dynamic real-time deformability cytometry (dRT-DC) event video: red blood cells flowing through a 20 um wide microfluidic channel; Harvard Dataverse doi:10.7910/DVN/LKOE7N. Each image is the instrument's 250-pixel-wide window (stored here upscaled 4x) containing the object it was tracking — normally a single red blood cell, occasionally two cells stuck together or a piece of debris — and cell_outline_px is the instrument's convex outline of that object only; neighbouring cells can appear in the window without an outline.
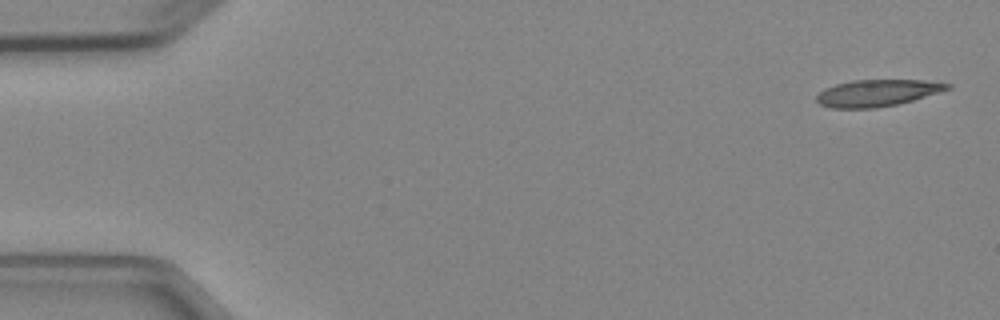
{"species": "Egyptian fruit bat (a non-hibernating species)", "species_latin": "Rousettus aegyptiacus", "temperature_condition": "cold", "stored_images_in_passage": 4, "camera_frame_rate_fps": 3000, "um_per_image_px": 0.085, "animal": {"sex": "female"}, "frame": {"image": 1, "passage_image": 1, "time_ms": 0.0, "image_size_px": [1000, 320], "cell_outline_px": [[952, 88], [912, 100], [896, 104], [876, 108], [832, 108], [820, 104], [816, 100], [816, 96], [824, 88], [836, 84], [852, 80], [924, 80], [952, 84]], "centroid_in_image_um": [74.55, 7.89], "position_along_channel_um": 10.4, "area_um2": 20.29}}
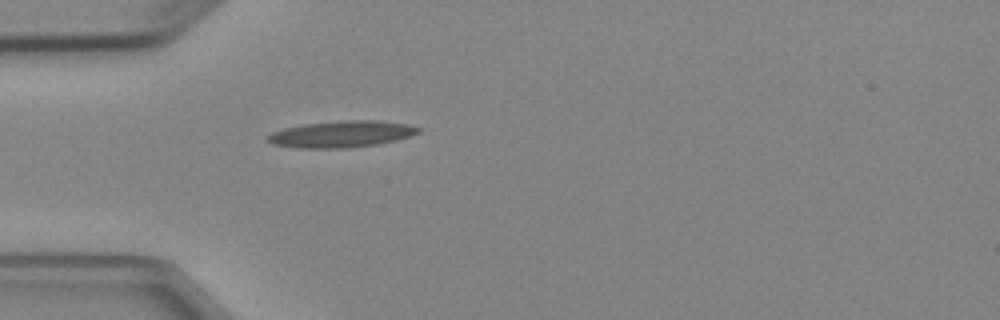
{"frame": {"image": 2, "passage_image": 4, "time_ms": 4.333, "image_size_px": [1000, 320], "cell_outline_px": [[420, 132], [396, 140], [376, 144], [348, 148], [296, 148], [272, 144], [268, 140], [268, 136], [272, 132], [284, 128], [304, 124], [344, 120], [380, 120], [408, 124], [420, 128]], "centroid_in_image_um": [29.02, 11.39], "position_along_channel_um": 56.0, "area_um2": 23.24}}